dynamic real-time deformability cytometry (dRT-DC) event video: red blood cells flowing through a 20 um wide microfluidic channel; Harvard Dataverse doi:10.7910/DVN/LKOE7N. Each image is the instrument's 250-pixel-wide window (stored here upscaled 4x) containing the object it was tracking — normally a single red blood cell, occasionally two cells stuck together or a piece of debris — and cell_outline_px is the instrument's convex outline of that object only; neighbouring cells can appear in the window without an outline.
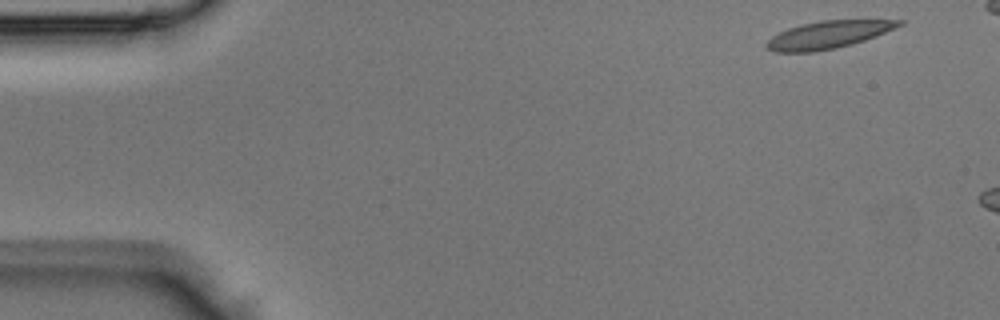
{"species": "Egyptian fruit bat (a non-hibernating species)", "species_latin": "Rousettus aegyptiacus", "temperature_condition": "room temperature", "stored_images_in_passage": 6, "camera_frame_rate_fps": 3000, "um_per_image_px": 0.085, "animal": {"sex": "male"}, "frame": {"image": 1, "passage_image": 1, "time_ms": 0.0, "image_size_px": [1000, 320], "cell_outline_px": [[904, 24], [896, 28], [876, 36], [852, 44], [836, 48], [812, 52], [776, 52], [768, 48], [764, 44], [772, 36], [788, 28], [800, 24], [820, 20], [904, 20]], "centroid_in_image_um": [70.4, 2.95], "position_along_channel_um": 14.6, "area_um2": 21.21}}